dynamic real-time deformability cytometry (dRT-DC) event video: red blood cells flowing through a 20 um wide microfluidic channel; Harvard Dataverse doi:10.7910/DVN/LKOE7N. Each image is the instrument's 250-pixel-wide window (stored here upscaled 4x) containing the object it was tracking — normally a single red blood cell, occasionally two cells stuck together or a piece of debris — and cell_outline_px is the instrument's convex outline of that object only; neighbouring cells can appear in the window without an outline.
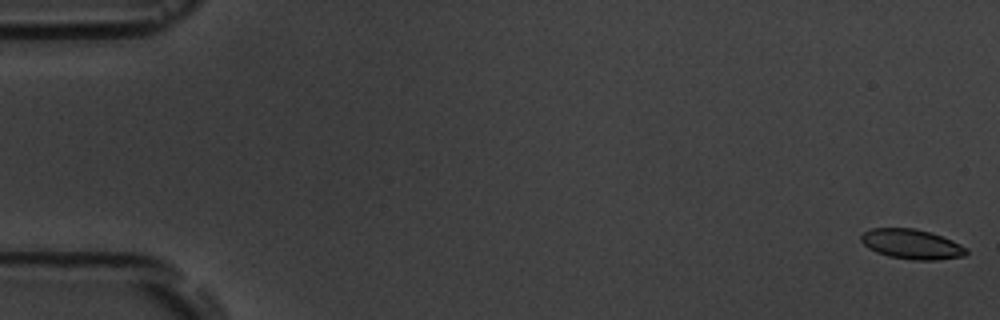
{"species": "common noctule bat (a hibernating species)", "species_latin": "Nyctalus noctula", "temperature_condition": "room temperature", "stored_images_in_passage": 5, "camera_frame_rate_fps": 3000, "um_per_image_px": 0.085, "animal": {"sex": "male", "body_mass_g": 19.5, "forearm_length_mm": 54.6}, "frame": {"image": 1, "passage_image": 1, "time_ms": 0.0, "image_size_px": [1000, 320], "cell_outline_px": [[968, 252], [964, 256], [936, 260], [912, 260], [888, 256], [876, 252], [868, 248], [860, 240], [860, 236], [864, 232], [872, 228], [912, 228], [928, 232], [952, 240], [968, 248]], "centroid_in_image_um": [77.49, 20.76], "position_along_channel_um": 7.5, "area_um2": 18.26}}
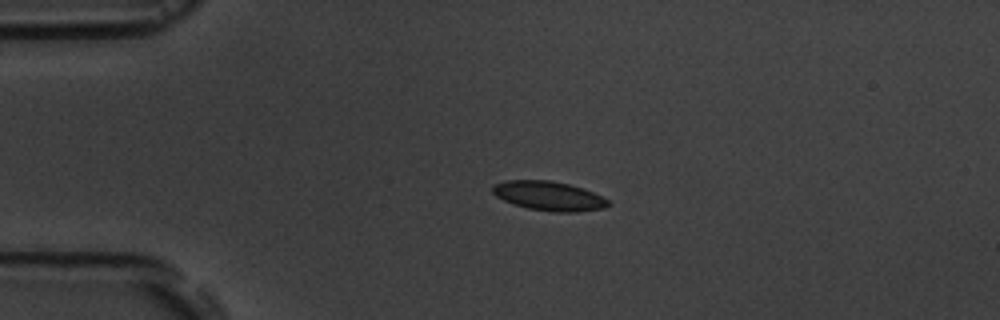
{"frame": {"image": 2, "passage_image": 4, "time_ms": 4.0, "image_size_px": [1000, 320], "cell_outline_px": [[612, 204], [604, 208], [576, 212], [556, 212], [528, 208], [512, 204], [496, 196], [492, 192], [492, 184], [504, 180], [548, 180], [568, 184], [584, 188], [608, 200]], "centroid_in_image_um": [46.63, 16.65], "position_along_channel_um": 38.4, "area_um2": 19.77}}